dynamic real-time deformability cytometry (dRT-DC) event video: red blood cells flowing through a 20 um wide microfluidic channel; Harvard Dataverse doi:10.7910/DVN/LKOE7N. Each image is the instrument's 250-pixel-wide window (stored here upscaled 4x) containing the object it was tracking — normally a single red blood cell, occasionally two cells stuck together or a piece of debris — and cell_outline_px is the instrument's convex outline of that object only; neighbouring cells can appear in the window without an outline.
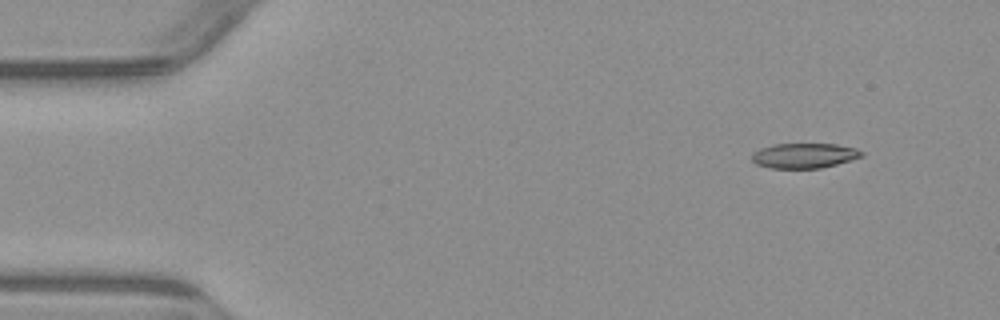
{"species": "common noctule bat (a hibernating species)", "species_latin": "Nyctalus noctula", "temperature_condition": "warm", "stored_images_in_passage": 4, "segment_of_instrument_passage": [1, 2], "camera_frame_rate_fps": 3000, "um_per_image_px": 0.085, "animal": {"sex": "male", "body_mass_g": 23.1, "forearm_length_mm": 52.7}, "frame": {"image": 1, "passage_image": 1, "time_ms": 0.0, "image_size_px": [1000, 320], "cell_outline_px": [[864, 156], [836, 164], [820, 168], [772, 168], [756, 164], [752, 160], [752, 152], [760, 148], [776, 144], [836, 144], [856, 148], [864, 152]], "centroid_in_image_um": [68.37, 13.22], "position_along_channel_um": 16.6, "area_um2": 15.95}}